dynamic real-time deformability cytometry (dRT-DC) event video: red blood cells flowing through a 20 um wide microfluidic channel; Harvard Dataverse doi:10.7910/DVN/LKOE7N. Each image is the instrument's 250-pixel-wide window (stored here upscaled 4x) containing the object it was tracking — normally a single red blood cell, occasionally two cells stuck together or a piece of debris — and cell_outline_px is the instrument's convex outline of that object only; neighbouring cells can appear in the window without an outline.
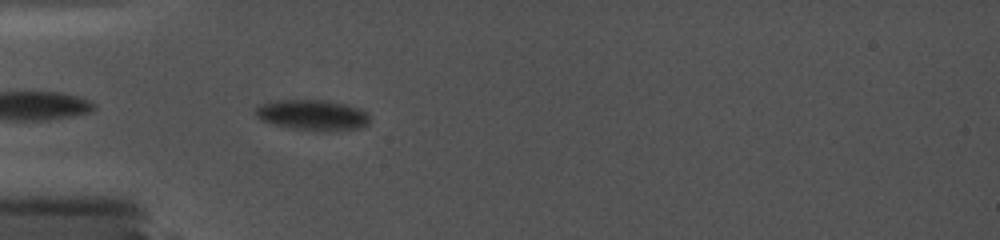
{"species": "common noctule bat (a hibernating species)", "species_latin": "Nyctalus noctula", "temperature_condition": "cold", "stored_images_in_passage": 31, "camera_frame_rate_fps": 5000, "um_per_image_px": 0.085, "animal": {"sex": "female", "body_mass_g": 19.0, "forearm_length_mm": 56.7}, "frame": {"image": 1, "passage_image": 4, "time_ms": 0.8, "image_size_px": [1000, 240], "cell_outline_px": [[368, 124], [364, 128], [324, 132], [296, 128], [276, 124], [260, 120], [256, 116], [256, 108], [260, 104], [272, 100], [328, 100], [360, 108], [368, 116]], "centroid_in_image_um": [26.58, 9.78], "position_along_channel_um": 58.4, "area_um2": 20.35}}
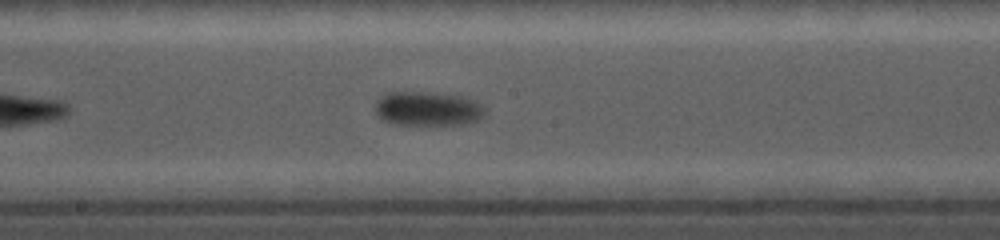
{"frame": {"image": 2, "passage_image": 18, "time_ms": 5.2, "image_size_px": [1000, 240], "cell_outline_px": [[484, 116], [476, 120], [464, 124], [396, 124], [384, 120], [376, 112], [376, 100], [384, 92], [432, 92], [460, 96], [476, 100], [484, 108]], "centroid_in_image_um": [36.35, 9.22], "position_along_channel_um": 211.9, "area_um2": 21.79}}
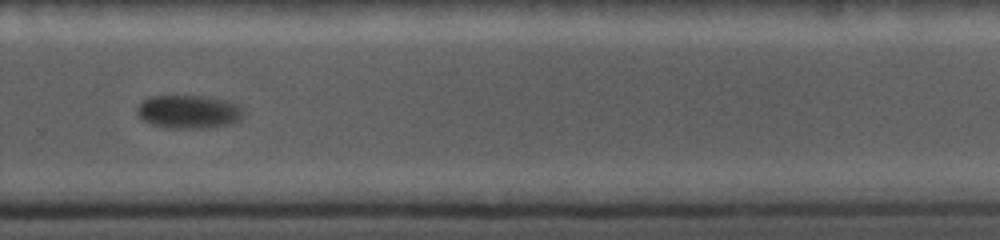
{"frame": {"image": 3, "passage_image": 26, "time_ms": 8.0, "image_size_px": [1000, 240], "cell_outline_px": [[244, 116], [240, 120], [232, 124], [208, 128], [176, 128], [152, 124], [140, 120], [136, 112], [136, 108], [148, 96], [208, 96], [228, 100], [240, 104], [244, 108]], "centroid_in_image_um": [16.1, 9.49], "position_along_channel_um": 313.7, "area_um2": 21.15}}